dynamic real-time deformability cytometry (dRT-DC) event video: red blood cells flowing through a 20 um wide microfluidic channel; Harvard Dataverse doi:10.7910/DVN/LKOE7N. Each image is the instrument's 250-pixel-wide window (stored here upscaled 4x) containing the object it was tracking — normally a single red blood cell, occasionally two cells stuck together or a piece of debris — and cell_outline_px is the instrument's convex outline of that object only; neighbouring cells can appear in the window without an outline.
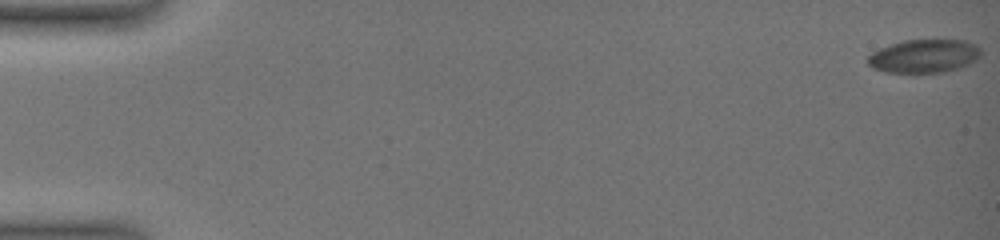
{"species": "common noctule bat (a hibernating species)", "species_latin": "Nyctalus noctula", "temperature_condition": "warm", "stored_images_in_passage": 97, "camera_frame_rate_fps": 3000, "um_per_image_px": 0.085, "animal": {"sex": "female", "body_mass_g": 19.0, "forearm_length_mm": 51.5}, "frame": {"image": 1, "passage_image": 1, "time_ms": 0.0, "image_size_px": [1000, 240], "cell_outline_px": [[980, 56], [976, 60], [968, 64], [944, 72], [884, 72], [872, 68], [868, 64], [868, 56], [872, 52], [880, 48], [904, 40], [964, 40], [976, 44], [980, 48]], "centroid_in_image_um": [78.54, 4.76], "position_along_channel_um": 6.5, "area_um2": 21.85}}
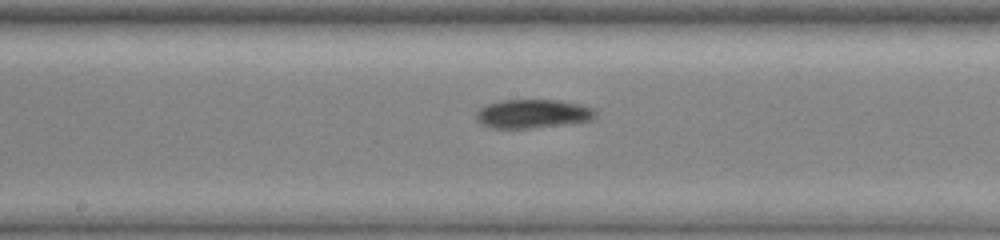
{"frame": {"image": 2, "passage_image": 48, "time_ms": 10.667, "image_size_px": [1000, 240], "cell_outline_px": [[596, 116], [592, 120], [568, 124], [532, 128], [492, 128], [480, 124], [476, 120], [476, 112], [480, 108], [488, 104], [500, 100], [560, 100], [580, 104], [596, 108]], "centroid_in_image_um": [45.31, 9.67], "position_along_channel_um": 202.9, "area_um2": 20.29}}
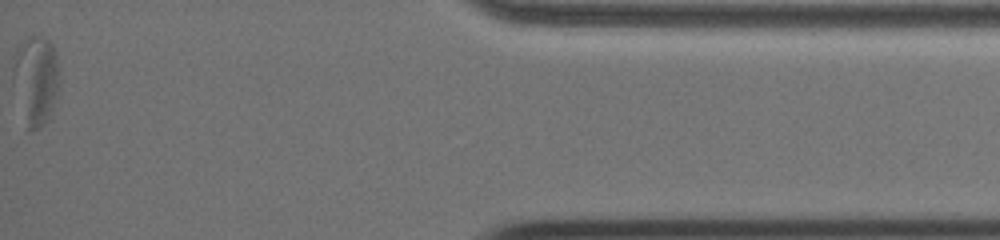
{"frame": {"image": 3, "passage_image": 96, "time_ms": 18.667, "image_size_px": [1000, 240], "cell_outline_px": [[60, 76], [56, 96], [52, 108], [44, 124], [36, 128], [28, 128], [12, 84], [12, 72], [16, 48], [28, 36], [40, 36], [48, 40], [52, 44], [56, 56]], "centroid_in_image_um": [3.03, 6.73], "position_along_channel_um": 432.2, "area_um2": 23.81}, "authors_computed_cell_mechanics": {"area_um2": 21.5016, "velocity_mm_per_s": 3.5504, "shape_relaxation_time_tau1_ms": null, "shape_relaxation_time_tau2_ms": 2.577, "deformation_change_tau1": null, "deformation_change_tau2": 0.0936}}